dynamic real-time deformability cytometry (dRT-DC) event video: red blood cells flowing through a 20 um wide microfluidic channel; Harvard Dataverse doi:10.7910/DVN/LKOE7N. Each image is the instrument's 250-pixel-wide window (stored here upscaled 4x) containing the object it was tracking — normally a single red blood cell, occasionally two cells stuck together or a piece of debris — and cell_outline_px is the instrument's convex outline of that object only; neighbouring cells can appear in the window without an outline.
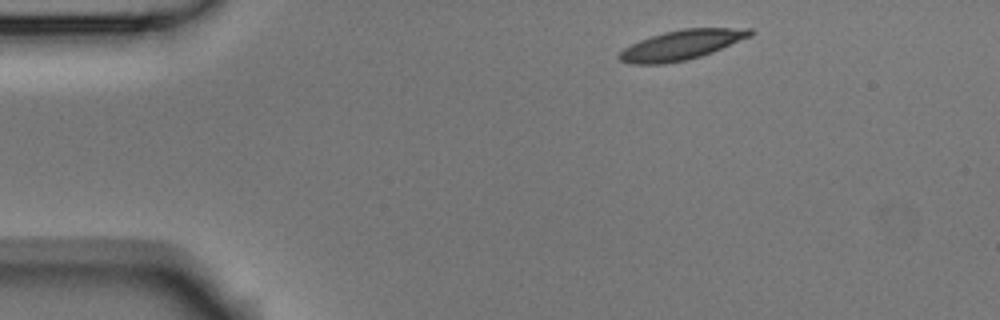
{"species": "Egyptian fruit bat (a non-hibernating species)", "species_latin": "Rousettus aegyptiacus", "temperature_condition": "room temperature", "stored_images_in_passage": 3, "camera_frame_rate_fps": 3000, "um_per_image_px": 0.085, "animal": {"sex": "male"}, "frame": {"image": 1, "passage_image": 1, "time_ms": 0.0, "image_size_px": [1000, 320], "cell_outline_px": [[756, 32], [752, 36], [712, 52], [688, 60], [664, 64], [628, 64], [620, 60], [616, 56], [624, 48], [640, 40], [664, 32], [684, 28], [752, 28]], "centroid_in_image_um": [57.94, 3.82], "position_along_channel_um": 27.1, "area_um2": 22.77}}